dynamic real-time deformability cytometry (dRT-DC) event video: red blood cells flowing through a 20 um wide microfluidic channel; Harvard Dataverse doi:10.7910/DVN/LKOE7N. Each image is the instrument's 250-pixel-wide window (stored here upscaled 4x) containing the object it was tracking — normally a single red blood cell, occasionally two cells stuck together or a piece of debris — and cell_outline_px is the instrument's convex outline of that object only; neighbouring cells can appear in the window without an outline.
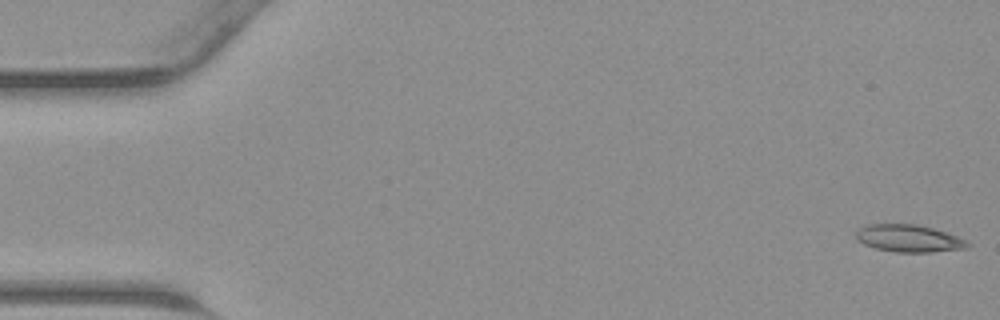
{"species": "common noctule bat (a hibernating species)", "species_latin": "Nyctalus noctula", "temperature_condition": "warm", "stored_images_in_passage": 45, "camera_frame_rate_fps": 3000, "um_per_image_px": 0.085, "animal": {"sex": "male", "body_mass_g": 23.1, "forearm_length_mm": 52.7}, "frame": {"image": 1, "passage_image": 1, "time_ms": 0.0, "image_size_px": [1000, 320], "cell_outline_px": [[972, 244], [968, 248], [932, 252], [896, 252], [876, 248], [864, 244], [856, 240], [856, 232], [864, 224], [916, 224], [932, 228], [956, 236]], "centroid_in_image_um": [77.23, 20.26], "position_along_channel_um": 7.8, "area_um2": 17.69}}
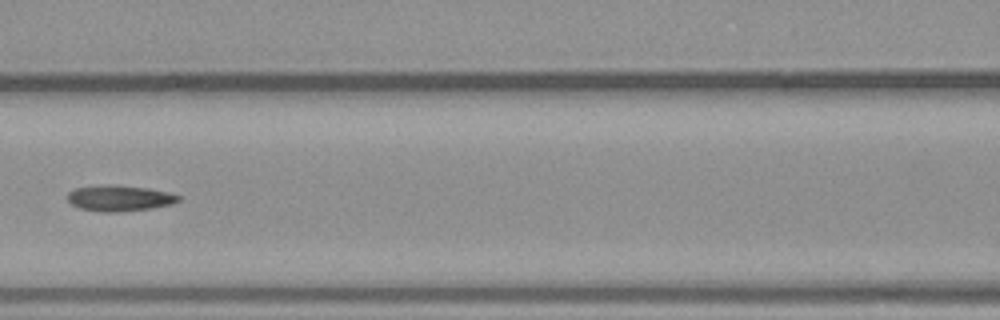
{"frame": {"image": 2, "passage_image": 20, "time_ms": 6.333, "image_size_px": [1000, 320], "cell_outline_px": [[180, 200], [172, 204], [152, 208], [120, 212], [100, 212], [80, 208], [72, 204], [68, 200], [68, 192], [76, 188], [112, 184], [116, 184], [148, 188], [168, 192], [180, 196]], "centroid_in_image_um": [10.17, 16.84], "position_along_channel_um": 156.4, "area_um2": 16.76}}
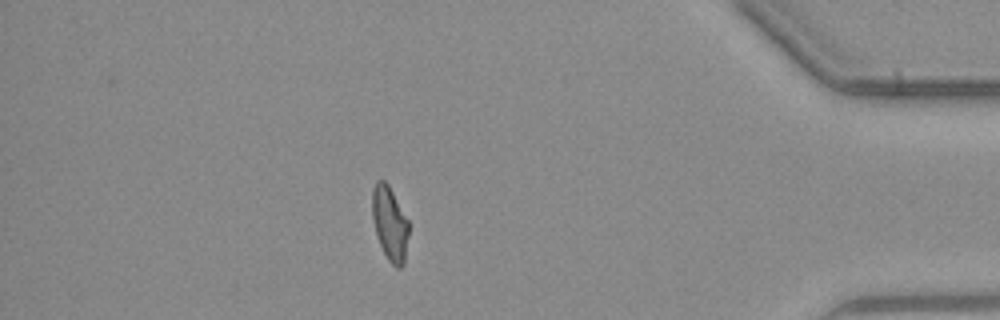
{"frame": {"image": 3, "passage_image": 39, "time_ms": 12.667, "image_size_px": [1000, 320], "cell_outline_px": [[408, 236], [404, 264], [400, 268], [396, 268], [388, 260], [380, 244], [376, 232], [372, 216], [372, 188], [376, 180], [384, 180], [388, 184], [408, 220]], "centroid_in_image_um": [33.13, 18.98], "position_along_channel_um": 402.1, "area_um2": 15.66}}